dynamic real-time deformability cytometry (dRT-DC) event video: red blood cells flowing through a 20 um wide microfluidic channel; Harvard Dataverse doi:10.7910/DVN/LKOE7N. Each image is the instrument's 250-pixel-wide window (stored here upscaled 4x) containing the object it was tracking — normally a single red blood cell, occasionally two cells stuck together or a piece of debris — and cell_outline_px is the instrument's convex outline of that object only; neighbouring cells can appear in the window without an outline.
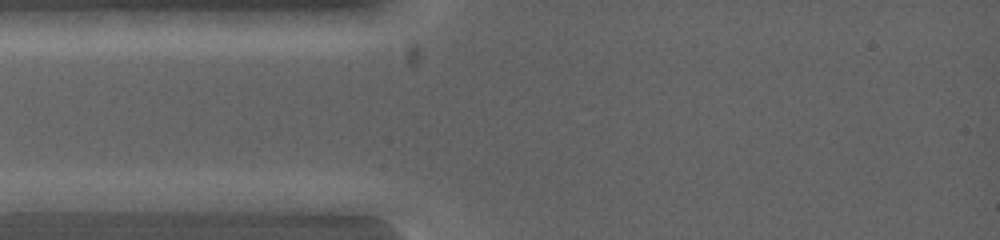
{"species": "common noctule bat (a hibernating species)", "species_latin": "Nyctalus noctula", "temperature_condition": "warm", "stored_images_in_passage": 4, "camera_frame_rate_fps": 5000, "um_per_image_px": 0.085, "animal": {"sex": "female", "body_mass_g": 19.0, "forearm_length_mm": 53.3}, "frame": {"image": 1, "passage_image": 2, "time_ms": 0.8, "image_size_px": [1000, 240], "cell_outline_px": [[124, 200], [112, 212], [16, 212], [12, 200], [64, 192], [88, 192]], "centroid_in_image_um": [5.75, 17.27], "position_along_channel_um": 79.3, "area_um2": 12.95}}